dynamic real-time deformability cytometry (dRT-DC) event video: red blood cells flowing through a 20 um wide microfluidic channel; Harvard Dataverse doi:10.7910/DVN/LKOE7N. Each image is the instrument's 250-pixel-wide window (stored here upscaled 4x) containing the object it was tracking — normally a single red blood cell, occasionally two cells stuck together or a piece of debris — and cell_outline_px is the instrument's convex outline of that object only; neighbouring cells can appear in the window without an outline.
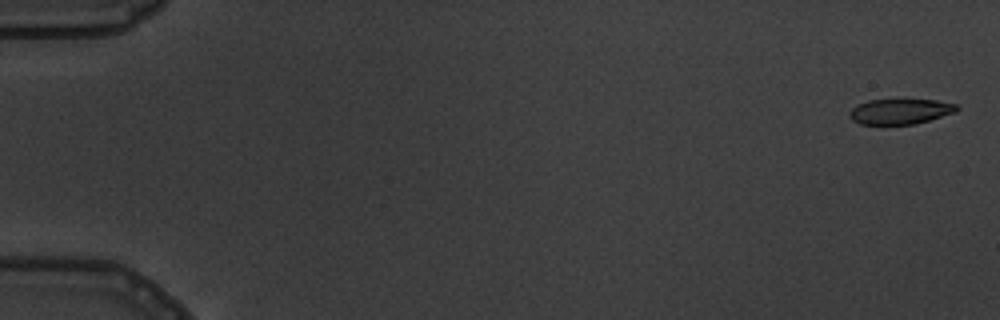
{"species": "common noctule bat (a hibernating species)", "species_latin": "Nyctalus noctula", "temperature_condition": "warm", "stored_images_in_passage": 9, "camera_frame_rate_fps": 3000, "um_per_image_px": 0.085, "animal": {"sex": "male", "body_mass_g": 19.5, "forearm_length_mm": 54.6}, "frame": {"image": 1, "passage_image": 1, "time_ms": 0.0, "image_size_px": [1000, 320], "cell_outline_px": [[960, 108], [956, 112], [928, 120], [912, 124], [860, 124], [852, 120], [848, 116], [848, 112], [852, 108], [868, 100], [900, 96], [936, 100], [956, 104]], "centroid_in_image_um": [76.51, 9.41], "position_along_channel_um": 8.5, "area_um2": 16.65}}
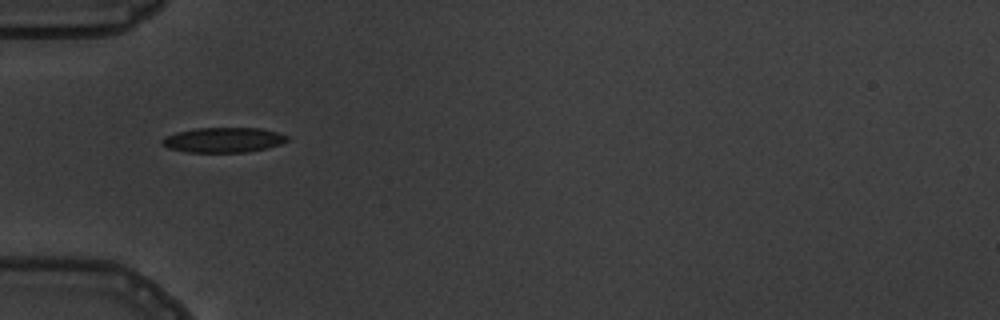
{"frame": {"image": 2, "passage_image": 6, "time_ms": 5.667, "image_size_px": [1000, 320], "cell_outline_px": [[288, 140], [280, 144], [268, 148], [248, 152], [188, 152], [168, 148], [160, 144], [160, 140], [164, 136], [176, 132], [196, 128], [260, 128], [276, 132], [288, 136]], "centroid_in_image_um": [18.95, 11.89], "position_along_channel_um": 66.1, "area_um2": 18.32}}